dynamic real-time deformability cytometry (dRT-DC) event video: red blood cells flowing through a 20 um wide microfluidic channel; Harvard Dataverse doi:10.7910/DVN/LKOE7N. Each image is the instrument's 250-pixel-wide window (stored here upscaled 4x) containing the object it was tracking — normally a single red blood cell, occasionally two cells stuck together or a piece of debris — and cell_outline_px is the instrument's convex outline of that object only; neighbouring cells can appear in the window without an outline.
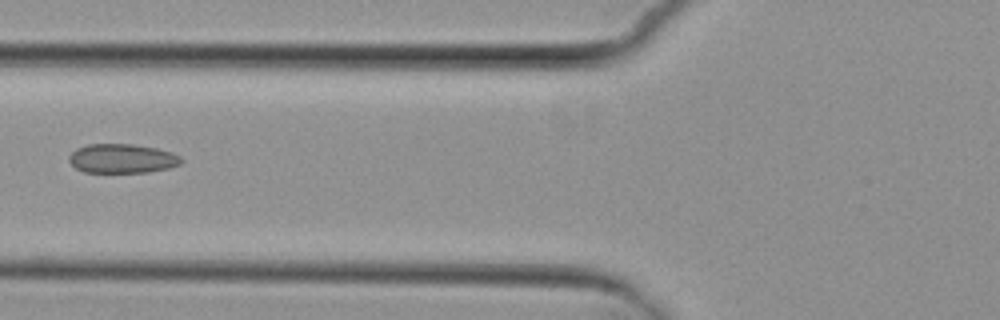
{"species": "common noctule bat (a hibernating species)", "species_latin": "Nyctalus noctula", "temperature_condition": "cold", "stored_images_in_passage": 7, "camera_frame_rate_fps": 3000, "um_per_image_px": 0.085, "animal": {"sex": "female", "body_mass_g": 29.2, "forearm_length_mm": 56.3}, "frame": {"image": 1, "passage_image": 6, "time_ms": 6.0, "image_size_px": [1000, 320], "cell_outline_px": [[184, 160], [180, 164], [168, 168], [148, 172], [84, 172], [76, 168], [68, 160], [68, 156], [76, 148], [88, 144], [132, 144], [156, 148], [172, 152], [180, 156]], "centroid_in_image_um": [10.38, 13.47], "position_along_channel_um": 115.4, "area_um2": 19.13}}
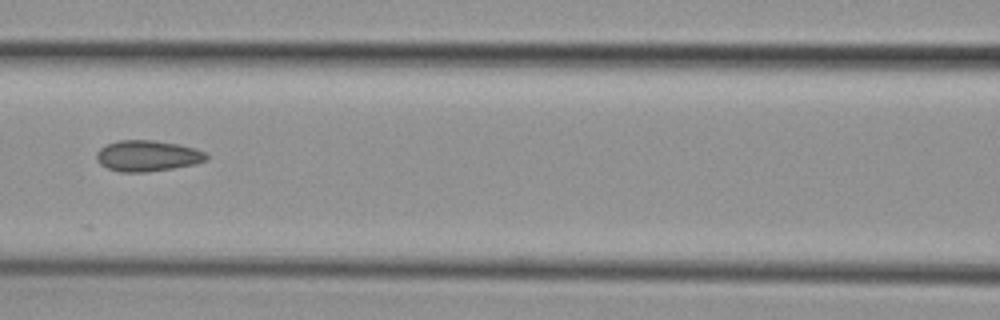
{"frame": {"image": 2, "passage_image": 7, "time_ms": 7.0, "image_size_px": [1000, 320], "cell_outline_px": [[208, 160], [196, 164], [148, 172], [120, 172], [108, 168], [100, 164], [96, 160], [96, 152], [100, 148], [108, 144], [120, 140], [152, 140], [180, 144], [196, 148], [204, 152], [208, 156]], "centroid_in_image_um": [12.55, 13.25], "position_along_channel_um": 154.0, "area_um2": 19.94}}